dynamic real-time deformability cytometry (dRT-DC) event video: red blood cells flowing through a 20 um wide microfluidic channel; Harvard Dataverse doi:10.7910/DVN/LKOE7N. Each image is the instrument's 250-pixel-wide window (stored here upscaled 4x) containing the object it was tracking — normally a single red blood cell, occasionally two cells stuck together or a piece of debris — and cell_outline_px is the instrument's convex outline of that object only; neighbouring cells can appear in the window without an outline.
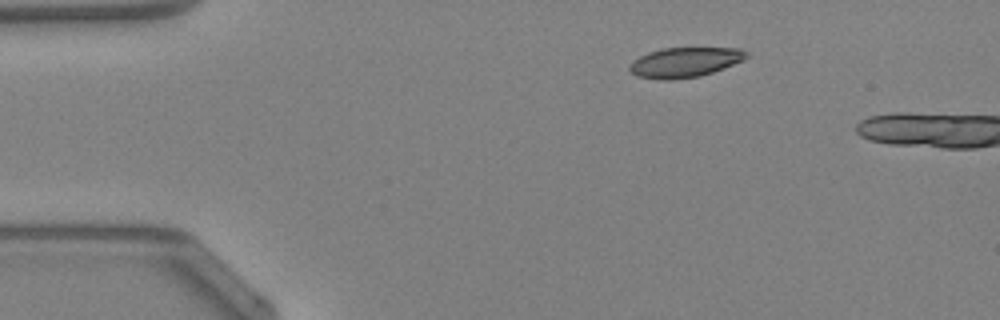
{"species": "Egyptian fruit bat (a non-hibernating species)", "species_latin": "Rousettus aegyptiacus", "temperature_condition": "warm", "stored_images_in_passage": 3, "camera_frame_rate_fps": 3000, "um_per_image_px": 0.085, "animal": {"sex": "female"}, "frame": {"image": 1, "passage_image": 1, "time_ms": 0.0, "image_size_px": [1000, 320], "cell_outline_px": [[748, 56], [744, 60], [724, 68], [700, 76], [672, 80], [660, 80], [636, 76], [628, 68], [628, 64], [632, 60], [648, 52], [664, 48], [740, 48], [748, 52]], "centroid_in_image_um": [58.19, 5.3], "position_along_channel_um": 26.8, "area_um2": 20.52}}